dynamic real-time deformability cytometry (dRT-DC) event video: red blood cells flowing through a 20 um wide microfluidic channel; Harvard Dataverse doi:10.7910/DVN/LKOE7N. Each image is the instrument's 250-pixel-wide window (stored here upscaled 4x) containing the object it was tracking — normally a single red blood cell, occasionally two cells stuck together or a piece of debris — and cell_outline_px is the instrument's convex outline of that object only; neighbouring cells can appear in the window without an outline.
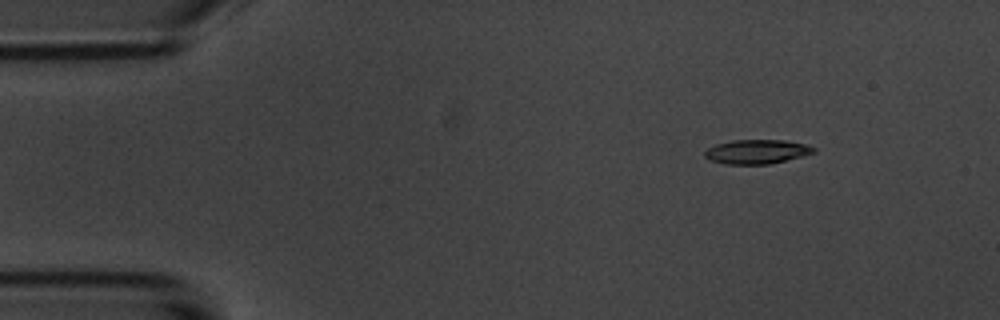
{"species": "common noctule bat (a hibernating species)", "species_latin": "Nyctalus noctula", "temperature_condition": "room temperature", "stored_images_in_passage": 5, "segment_of_instrument_passage": [2, 2], "camera_frame_rate_fps": 3000, "um_per_image_px": 0.085, "animal": {"sex": "male", "body_mass_g": 20.1, "forearm_length_mm": 53.5}, "frame": {"image": 1, "passage_image": 5, "time_ms": 5.667, "image_size_px": [1000, 320], "cell_outline_px": [[816, 152], [768, 164], [724, 164], [712, 160], [704, 156], [704, 152], [708, 148], [716, 144], [732, 140], [784, 140], [804, 144], [816, 148]], "centroid_in_image_um": [64.3, 12.88], "position_along_channel_um": 20.7, "area_um2": 15.14}}